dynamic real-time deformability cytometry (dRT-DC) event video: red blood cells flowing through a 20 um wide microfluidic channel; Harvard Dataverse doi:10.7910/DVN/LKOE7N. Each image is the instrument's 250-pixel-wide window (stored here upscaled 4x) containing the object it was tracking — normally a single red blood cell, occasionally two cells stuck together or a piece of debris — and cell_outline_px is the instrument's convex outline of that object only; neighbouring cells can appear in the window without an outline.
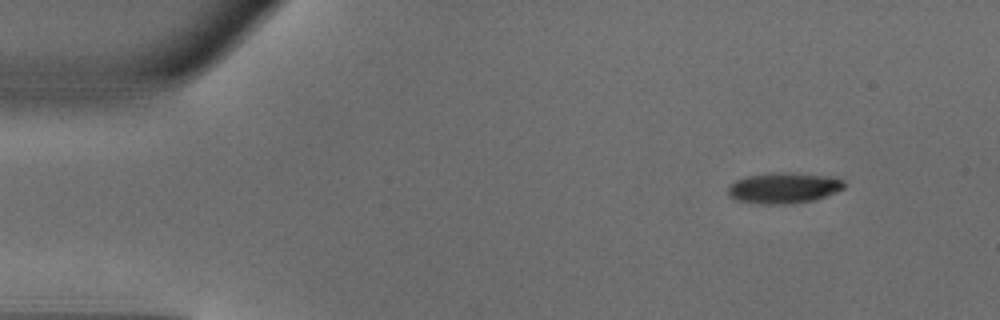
{"species": "common noctule bat (a hibernating species)", "species_latin": "Nyctalus noctula", "temperature_condition": "warm", "stored_images_in_passage": 45, "camera_frame_rate_fps": 3000, "um_per_image_px": 0.085, "animal": {"sex": "male", "body_mass_g": 18.8}, "frame": {"image": 1, "passage_image": 1, "time_ms": 0.0, "image_size_px": [1000, 320], "cell_outline_px": [[844, 188], [836, 192], [812, 200], [792, 204], [760, 204], [736, 200], [728, 196], [728, 184], [744, 176], [768, 172], [792, 172], [824, 176], [844, 180]], "centroid_in_image_um": [66.54, 15.97], "position_along_channel_um": 18.5, "area_um2": 21.04}}
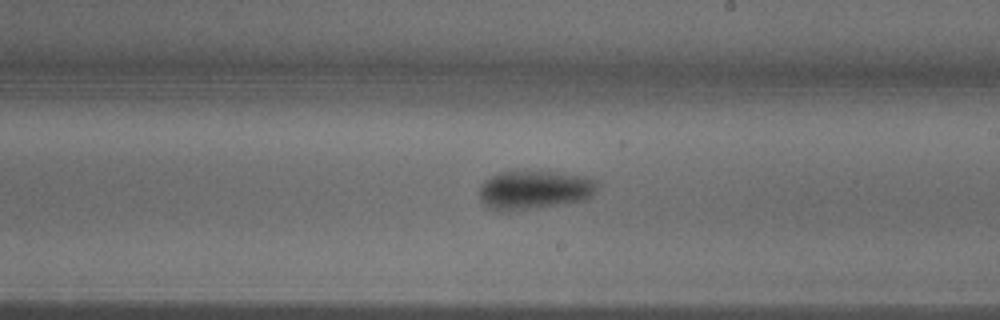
{"frame": {"image": 2, "passage_image": 24, "time_ms": 7.667, "image_size_px": [1000, 320], "cell_outline_px": [[596, 188], [592, 196], [584, 200], [508, 212], [496, 212], [488, 208], [480, 200], [480, 184], [484, 180], [500, 172], [556, 172], [588, 176], [596, 180]], "centroid_in_image_um": [45.38, 16.16], "position_along_channel_um": 243.6, "area_um2": 26.7}}
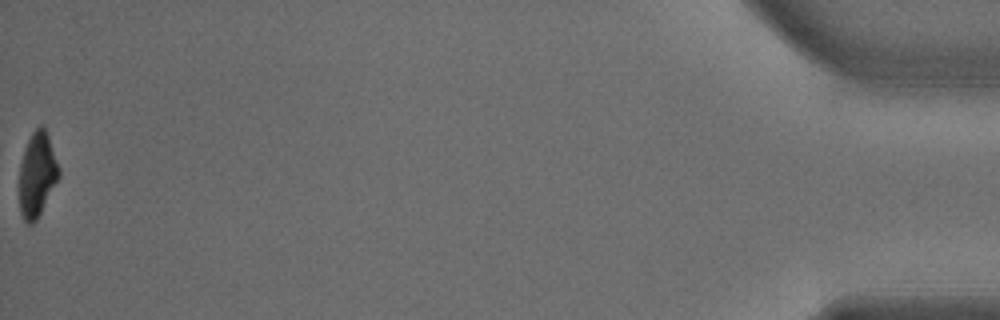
{"frame": {"image": 3, "passage_image": 45, "time_ms": 14.667, "image_size_px": [1000, 320], "cell_outline_px": [[60, 176], [36, 220], [32, 224], [28, 224], [24, 220], [20, 212], [20, 164], [24, 148], [32, 132], [40, 124], [44, 124], [60, 168]], "centroid_in_image_um": [3.17, 14.8], "position_along_channel_um": 432.0, "area_um2": 19.42}, "authors_computed_cell_mechanics": {"area_um2": 23.2934, "velocity_mm_per_s": 4.1149, "shape_relaxation_time_tau1_ms": 1.9129, "shape_relaxation_time_tau2_ms": null, "deformation_change_tau1": 0.1301, "deformation_change_tau2": null}}